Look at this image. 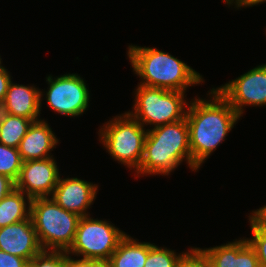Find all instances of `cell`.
Masks as SVG:
<instances>
[{
    "label": "cell",
    "mask_w": 266,
    "mask_h": 267,
    "mask_svg": "<svg viewBox=\"0 0 266 267\" xmlns=\"http://www.w3.org/2000/svg\"><path fill=\"white\" fill-rule=\"evenodd\" d=\"M208 94L211 100L195 97L189 102L186 111L192 171L195 172L222 141H225L241 117L214 87Z\"/></svg>",
    "instance_id": "6da1fadb"
},
{
    "label": "cell",
    "mask_w": 266,
    "mask_h": 267,
    "mask_svg": "<svg viewBox=\"0 0 266 267\" xmlns=\"http://www.w3.org/2000/svg\"><path fill=\"white\" fill-rule=\"evenodd\" d=\"M127 56L141 85L186 92L188 87L204 82L195 69L156 48L129 45Z\"/></svg>",
    "instance_id": "7a4b0ae2"
},
{
    "label": "cell",
    "mask_w": 266,
    "mask_h": 267,
    "mask_svg": "<svg viewBox=\"0 0 266 267\" xmlns=\"http://www.w3.org/2000/svg\"><path fill=\"white\" fill-rule=\"evenodd\" d=\"M183 161H186L192 169L189 127L186 117L174 123L148 129L143 158L139 168L135 171V177L142 175L144 177L148 174L170 175Z\"/></svg>",
    "instance_id": "3957f363"
},
{
    "label": "cell",
    "mask_w": 266,
    "mask_h": 267,
    "mask_svg": "<svg viewBox=\"0 0 266 267\" xmlns=\"http://www.w3.org/2000/svg\"><path fill=\"white\" fill-rule=\"evenodd\" d=\"M42 250L67 251L75 238L80 216L59 206L52 198H34L31 213Z\"/></svg>",
    "instance_id": "277c9868"
},
{
    "label": "cell",
    "mask_w": 266,
    "mask_h": 267,
    "mask_svg": "<svg viewBox=\"0 0 266 267\" xmlns=\"http://www.w3.org/2000/svg\"><path fill=\"white\" fill-rule=\"evenodd\" d=\"M148 129L128 112L116 115L99 129V141L115 161L136 171L142 161Z\"/></svg>",
    "instance_id": "5b68a950"
},
{
    "label": "cell",
    "mask_w": 266,
    "mask_h": 267,
    "mask_svg": "<svg viewBox=\"0 0 266 267\" xmlns=\"http://www.w3.org/2000/svg\"><path fill=\"white\" fill-rule=\"evenodd\" d=\"M181 91L147 87L141 84L135 89L133 111L128 113L138 120L143 127L152 128L174 123L186 117L189 102L185 100L187 94Z\"/></svg>",
    "instance_id": "8992f818"
},
{
    "label": "cell",
    "mask_w": 266,
    "mask_h": 267,
    "mask_svg": "<svg viewBox=\"0 0 266 267\" xmlns=\"http://www.w3.org/2000/svg\"><path fill=\"white\" fill-rule=\"evenodd\" d=\"M126 232L119 230L110 221L80 217L74 241L66 251L82 259L108 261Z\"/></svg>",
    "instance_id": "52a82bcc"
},
{
    "label": "cell",
    "mask_w": 266,
    "mask_h": 267,
    "mask_svg": "<svg viewBox=\"0 0 266 267\" xmlns=\"http://www.w3.org/2000/svg\"><path fill=\"white\" fill-rule=\"evenodd\" d=\"M54 78V79H53ZM48 90L40 91V102L45 95L48 106L61 115L77 117L89 107L90 93L85 80L78 74H64L46 77ZM45 93V94H43Z\"/></svg>",
    "instance_id": "ba28073f"
},
{
    "label": "cell",
    "mask_w": 266,
    "mask_h": 267,
    "mask_svg": "<svg viewBox=\"0 0 266 267\" xmlns=\"http://www.w3.org/2000/svg\"><path fill=\"white\" fill-rule=\"evenodd\" d=\"M215 89L241 117L245 106H266V64Z\"/></svg>",
    "instance_id": "9c48e42d"
},
{
    "label": "cell",
    "mask_w": 266,
    "mask_h": 267,
    "mask_svg": "<svg viewBox=\"0 0 266 267\" xmlns=\"http://www.w3.org/2000/svg\"><path fill=\"white\" fill-rule=\"evenodd\" d=\"M60 178L54 157L24 161L15 188L31 199L51 197Z\"/></svg>",
    "instance_id": "30bf717a"
},
{
    "label": "cell",
    "mask_w": 266,
    "mask_h": 267,
    "mask_svg": "<svg viewBox=\"0 0 266 267\" xmlns=\"http://www.w3.org/2000/svg\"><path fill=\"white\" fill-rule=\"evenodd\" d=\"M98 185L77 177L59 178L51 198L63 209L80 217L89 216L88 209L96 199Z\"/></svg>",
    "instance_id": "8fae6325"
},
{
    "label": "cell",
    "mask_w": 266,
    "mask_h": 267,
    "mask_svg": "<svg viewBox=\"0 0 266 267\" xmlns=\"http://www.w3.org/2000/svg\"><path fill=\"white\" fill-rule=\"evenodd\" d=\"M0 250L28 261L42 251L31 217L0 228Z\"/></svg>",
    "instance_id": "7c38bea8"
},
{
    "label": "cell",
    "mask_w": 266,
    "mask_h": 267,
    "mask_svg": "<svg viewBox=\"0 0 266 267\" xmlns=\"http://www.w3.org/2000/svg\"><path fill=\"white\" fill-rule=\"evenodd\" d=\"M200 249L208 257L211 267H259L256 252L244 237L224 245Z\"/></svg>",
    "instance_id": "4fadbf2b"
},
{
    "label": "cell",
    "mask_w": 266,
    "mask_h": 267,
    "mask_svg": "<svg viewBox=\"0 0 266 267\" xmlns=\"http://www.w3.org/2000/svg\"><path fill=\"white\" fill-rule=\"evenodd\" d=\"M40 91L41 89L34 85L26 86L11 81L0 110L13 116L31 119L33 122L40 120Z\"/></svg>",
    "instance_id": "5bb4252c"
},
{
    "label": "cell",
    "mask_w": 266,
    "mask_h": 267,
    "mask_svg": "<svg viewBox=\"0 0 266 267\" xmlns=\"http://www.w3.org/2000/svg\"><path fill=\"white\" fill-rule=\"evenodd\" d=\"M59 143L49 124L43 119L32 122L18 147L22 161L53 157L50 153Z\"/></svg>",
    "instance_id": "9a60e30c"
},
{
    "label": "cell",
    "mask_w": 266,
    "mask_h": 267,
    "mask_svg": "<svg viewBox=\"0 0 266 267\" xmlns=\"http://www.w3.org/2000/svg\"><path fill=\"white\" fill-rule=\"evenodd\" d=\"M125 235L107 261L111 267H144L148 252L154 245Z\"/></svg>",
    "instance_id": "2e32d148"
},
{
    "label": "cell",
    "mask_w": 266,
    "mask_h": 267,
    "mask_svg": "<svg viewBox=\"0 0 266 267\" xmlns=\"http://www.w3.org/2000/svg\"><path fill=\"white\" fill-rule=\"evenodd\" d=\"M31 201L17 188L3 197L0 200V228L30 218Z\"/></svg>",
    "instance_id": "e0dca14e"
},
{
    "label": "cell",
    "mask_w": 266,
    "mask_h": 267,
    "mask_svg": "<svg viewBox=\"0 0 266 267\" xmlns=\"http://www.w3.org/2000/svg\"><path fill=\"white\" fill-rule=\"evenodd\" d=\"M32 122L31 119L13 116L0 110V143L18 149Z\"/></svg>",
    "instance_id": "ac0fdd59"
},
{
    "label": "cell",
    "mask_w": 266,
    "mask_h": 267,
    "mask_svg": "<svg viewBox=\"0 0 266 267\" xmlns=\"http://www.w3.org/2000/svg\"><path fill=\"white\" fill-rule=\"evenodd\" d=\"M22 159L19 150L0 143V174L16 181L22 167Z\"/></svg>",
    "instance_id": "d6986e66"
},
{
    "label": "cell",
    "mask_w": 266,
    "mask_h": 267,
    "mask_svg": "<svg viewBox=\"0 0 266 267\" xmlns=\"http://www.w3.org/2000/svg\"><path fill=\"white\" fill-rule=\"evenodd\" d=\"M184 253L177 254L173 250L154 244L148 252L144 267H177Z\"/></svg>",
    "instance_id": "ffe728a7"
},
{
    "label": "cell",
    "mask_w": 266,
    "mask_h": 267,
    "mask_svg": "<svg viewBox=\"0 0 266 267\" xmlns=\"http://www.w3.org/2000/svg\"><path fill=\"white\" fill-rule=\"evenodd\" d=\"M28 267H66V252L42 250L29 261Z\"/></svg>",
    "instance_id": "44dd1931"
},
{
    "label": "cell",
    "mask_w": 266,
    "mask_h": 267,
    "mask_svg": "<svg viewBox=\"0 0 266 267\" xmlns=\"http://www.w3.org/2000/svg\"><path fill=\"white\" fill-rule=\"evenodd\" d=\"M252 237L247 238L249 244L254 248L259 261V267H266V231L258 228L250 219Z\"/></svg>",
    "instance_id": "7402d4cb"
},
{
    "label": "cell",
    "mask_w": 266,
    "mask_h": 267,
    "mask_svg": "<svg viewBox=\"0 0 266 267\" xmlns=\"http://www.w3.org/2000/svg\"><path fill=\"white\" fill-rule=\"evenodd\" d=\"M177 267H211V264L200 247H192L185 251Z\"/></svg>",
    "instance_id": "603a6c76"
},
{
    "label": "cell",
    "mask_w": 266,
    "mask_h": 267,
    "mask_svg": "<svg viewBox=\"0 0 266 267\" xmlns=\"http://www.w3.org/2000/svg\"><path fill=\"white\" fill-rule=\"evenodd\" d=\"M27 259L0 250V267H28Z\"/></svg>",
    "instance_id": "cb8c5ba5"
},
{
    "label": "cell",
    "mask_w": 266,
    "mask_h": 267,
    "mask_svg": "<svg viewBox=\"0 0 266 267\" xmlns=\"http://www.w3.org/2000/svg\"><path fill=\"white\" fill-rule=\"evenodd\" d=\"M12 76L4 66L0 69V107L4 101Z\"/></svg>",
    "instance_id": "d4e9b609"
},
{
    "label": "cell",
    "mask_w": 266,
    "mask_h": 267,
    "mask_svg": "<svg viewBox=\"0 0 266 267\" xmlns=\"http://www.w3.org/2000/svg\"><path fill=\"white\" fill-rule=\"evenodd\" d=\"M248 217L258 228L266 231V205L255 211L253 210Z\"/></svg>",
    "instance_id": "484cf974"
},
{
    "label": "cell",
    "mask_w": 266,
    "mask_h": 267,
    "mask_svg": "<svg viewBox=\"0 0 266 267\" xmlns=\"http://www.w3.org/2000/svg\"><path fill=\"white\" fill-rule=\"evenodd\" d=\"M15 189V181L0 174V200Z\"/></svg>",
    "instance_id": "4316f807"
},
{
    "label": "cell",
    "mask_w": 266,
    "mask_h": 267,
    "mask_svg": "<svg viewBox=\"0 0 266 267\" xmlns=\"http://www.w3.org/2000/svg\"><path fill=\"white\" fill-rule=\"evenodd\" d=\"M66 267H93V260L89 259H75L66 253Z\"/></svg>",
    "instance_id": "83f0119b"
},
{
    "label": "cell",
    "mask_w": 266,
    "mask_h": 267,
    "mask_svg": "<svg viewBox=\"0 0 266 267\" xmlns=\"http://www.w3.org/2000/svg\"><path fill=\"white\" fill-rule=\"evenodd\" d=\"M265 2L266 0H237L233 5H235L234 8L241 9V7H252Z\"/></svg>",
    "instance_id": "f1b7e54d"
},
{
    "label": "cell",
    "mask_w": 266,
    "mask_h": 267,
    "mask_svg": "<svg viewBox=\"0 0 266 267\" xmlns=\"http://www.w3.org/2000/svg\"><path fill=\"white\" fill-rule=\"evenodd\" d=\"M93 267H111L107 261L93 260Z\"/></svg>",
    "instance_id": "f546056e"
},
{
    "label": "cell",
    "mask_w": 266,
    "mask_h": 267,
    "mask_svg": "<svg viewBox=\"0 0 266 267\" xmlns=\"http://www.w3.org/2000/svg\"><path fill=\"white\" fill-rule=\"evenodd\" d=\"M236 1L237 0H222V2L229 5L228 7H230V5L232 6Z\"/></svg>",
    "instance_id": "4dcf8cb0"
},
{
    "label": "cell",
    "mask_w": 266,
    "mask_h": 267,
    "mask_svg": "<svg viewBox=\"0 0 266 267\" xmlns=\"http://www.w3.org/2000/svg\"><path fill=\"white\" fill-rule=\"evenodd\" d=\"M2 58H1V56H0V69L3 67V65H2Z\"/></svg>",
    "instance_id": "1f68e13d"
}]
</instances>
